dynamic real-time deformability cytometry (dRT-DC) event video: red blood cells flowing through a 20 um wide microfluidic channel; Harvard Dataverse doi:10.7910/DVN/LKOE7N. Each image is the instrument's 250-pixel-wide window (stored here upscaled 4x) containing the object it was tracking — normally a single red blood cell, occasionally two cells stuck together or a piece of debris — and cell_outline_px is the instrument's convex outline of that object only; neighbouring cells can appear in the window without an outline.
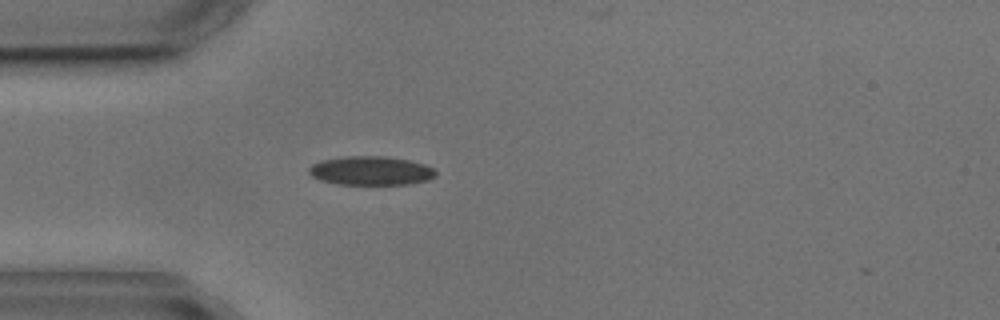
{"species": "common noctule bat (a hibernating species)", "species_latin": "Nyctalus noctula", "temperature_condition": "cold", "stored_images_in_passage": 1, "camera_frame_rate_fps": 3000, "um_per_image_px": 0.085, "animal": {"sex": "male", "body_mass_g": 17.9, "forearm_length_mm": 54.2}, "frame": {"image": 1, "passage_image": 1, "time_ms": 0.0, "image_size_px": [1000, 320], "cell_outline_px": [[436, 176], [428, 180], [408, 184], [336, 184], [320, 180], [312, 176], [308, 172], [308, 168], [312, 164], [324, 160], [348, 156], [384, 156], [408, 160], [424, 164], [432, 168], [436, 172]], "centroid_in_image_um": [31.52, 14.51], "position_along_channel_um": 53.5, "area_um2": 21.21}}